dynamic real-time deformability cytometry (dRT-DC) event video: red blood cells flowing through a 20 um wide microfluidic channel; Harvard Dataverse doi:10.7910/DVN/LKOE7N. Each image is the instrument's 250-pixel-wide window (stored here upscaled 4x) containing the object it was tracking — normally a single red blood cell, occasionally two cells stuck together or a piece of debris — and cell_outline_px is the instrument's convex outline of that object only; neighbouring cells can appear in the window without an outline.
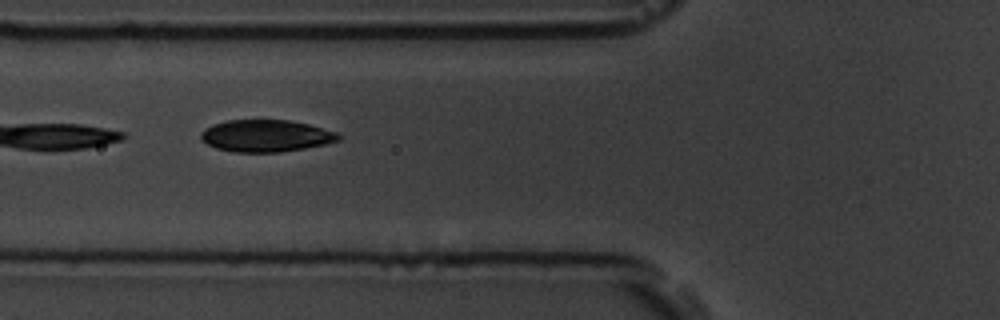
{"species": "common noctule bat (a hibernating species)", "species_latin": "Nyctalus noctula", "temperature_condition": "room temperature", "stored_images_in_passage": 15, "camera_frame_rate_fps": 3000, "um_per_image_px": 0.085, "animal": {"sex": "male", "body_mass_g": 19.5, "forearm_length_mm": 54.6}, "frame": {"image": 1, "passage_image": 6, "time_ms": 6.667, "image_size_px": [1000, 320], "cell_outline_px": [[344, 136], [340, 140], [324, 144], [304, 148], [280, 152], [236, 152], [216, 148], [200, 140], [200, 132], [204, 128], [212, 124], [228, 120], [288, 120], [308, 124], [340, 132]], "centroid_in_image_um": [22.62, 11.54], "position_along_channel_um": 103.2, "area_um2": 25.89}}
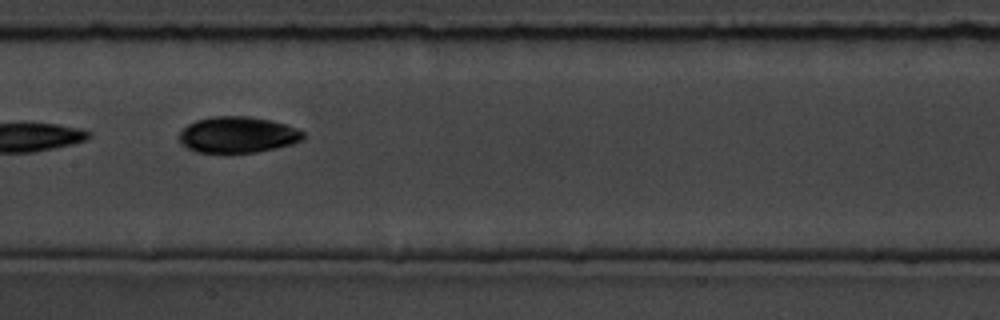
{"frame": {"image": 2, "passage_image": 8, "time_ms": 9.0, "image_size_px": [1000, 320], "cell_outline_px": [[304, 136], [300, 140], [292, 144], [276, 148], [256, 152], [196, 152], [180, 144], [176, 136], [188, 124], [196, 120], [212, 116], [248, 116], [272, 120], [296, 128], [304, 132]], "centroid_in_image_um": [20.16, 11.45], "position_along_channel_um": 187.2, "area_um2": 26.18}}
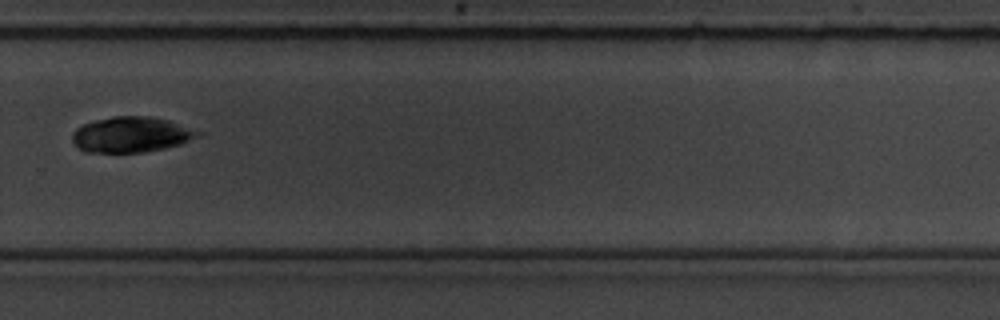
{"frame": {"image": 3, "passage_image": 11, "time_ms": 12.667, "image_size_px": [1000, 320], "cell_outline_px": [[204, 132], [200, 136], [180, 144], [164, 148], [144, 152], [84, 152], [72, 140], [72, 132], [76, 128], [84, 124], [96, 120], [112, 116], [148, 116], [168, 120]], "centroid_in_image_um": [11.17, 11.43], "position_along_channel_um": 318.6, "area_um2": 25.95}, "authors_computed_cell_mechanics": {"area_um2": 26.1834, "velocity_mm_per_s": 3.6026, "shape_relaxation_time_tau1_ms": 0.9819, "shape_relaxation_time_tau2_ms": null, "deformation_change_tau1": 0.0683, "deformation_change_tau2": null}}